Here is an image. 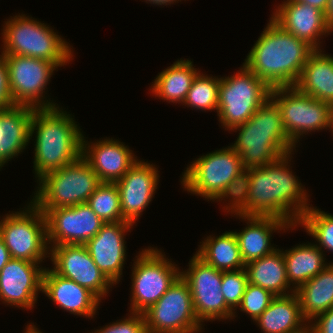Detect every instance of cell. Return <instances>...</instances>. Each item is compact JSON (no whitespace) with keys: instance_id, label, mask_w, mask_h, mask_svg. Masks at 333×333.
I'll return each mask as SVG.
<instances>
[{"instance_id":"cell-1","label":"cell","mask_w":333,"mask_h":333,"mask_svg":"<svg viewBox=\"0 0 333 333\" xmlns=\"http://www.w3.org/2000/svg\"><path fill=\"white\" fill-rule=\"evenodd\" d=\"M291 153L261 168L245 171L240 193L230 213L243 216L275 217L298 226L310 208L306 190L290 171ZM231 210V211H230Z\"/></svg>"},{"instance_id":"cell-2","label":"cell","mask_w":333,"mask_h":333,"mask_svg":"<svg viewBox=\"0 0 333 333\" xmlns=\"http://www.w3.org/2000/svg\"><path fill=\"white\" fill-rule=\"evenodd\" d=\"M313 51L270 18L244 64L271 88L295 86Z\"/></svg>"},{"instance_id":"cell-3","label":"cell","mask_w":333,"mask_h":333,"mask_svg":"<svg viewBox=\"0 0 333 333\" xmlns=\"http://www.w3.org/2000/svg\"><path fill=\"white\" fill-rule=\"evenodd\" d=\"M62 110L59 106L34 108L30 137L36 133L33 167L37 181L48 172L69 165L81 157V129L71 114Z\"/></svg>"},{"instance_id":"cell-4","label":"cell","mask_w":333,"mask_h":333,"mask_svg":"<svg viewBox=\"0 0 333 333\" xmlns=\"http://www.w3.org/2000/svg\"><path fill=\"white\" fill-rule=\"evenodd\" d=\"M234 130L239 133L230 146L240 155L245 171L261 168L289 153L293 154L296 146L287 136L280 109L271 98L247 122L231 131Z\"/></svg>"},{"instance_id":"cell-5","label":"cell","mask_w":333,"mask_h":333,"mask_svg":"<svg viewBox=\"0 0 333 333\" xmlns=\"http://www.w3.org/2000/svg\"><path fill=\"white\" fill-rule=\"evenodd\" d=\"M182 174L184 189L205 199L235 203L244 180L245 170L240 155L231 147L203 155L191 162Z\"/></svg>"},{"instance_id":"cell-6","label":"cell","mask_w":333,"mask_h":333,"mask_svg":"<svg viewBox=\"0 0 333 333\" xmlns=\"http://www.w3.org/2000/svg\"><path fill=\"white\" fill-rule=\"evenodd\" d=\"M22 15V16H21ZM19 14L5 22L2 53L39 58L62 67L73 59L71 46L45 23Z\"/></svg>"},{"instance_id":"cell-7","label":"cell","mask_w":333,"mask_h":333,"mask_svg":"<svg viewBox=\"0 0 333 333\" xmlns=\"http://www.w3.org/2000/svg\"><path fill=\"white\" fill-rule=\"evenodd\" d=\"M32 202L39 209L71 207L86 203L102 183L89 164L77 161L53 170L39 179Z\"/></svg>"},{"instance_id":"cell-8","label":"cell","mask_w":333,"mask_h":333,"mask_svg":"<svg viewBox=\"0 0 333 333\" xmlns=\"http://www.w3.org/2000/svg\"><path fill=\"white\" fill-rule=\"evenodd\" d=\"M220 78L218 111L225 130L247 122L271 95L272 88L244 63L238 73Z\"/></svg>"},{"instance_id":"cell-9","label":"cell","mask_w":333,"mask_h":333,"mask_svg":"<svg viewBox=\"0 0 333 333\" xmlns=\"http://www.w3.org/2000/svg\"><path fill=\"white\" fill-rule=\"evenodd\" d=\"M270 98L278 105L285 132L295 145L308 132L330 128L333 133L331 104L304 94L295 86L272 88Z\"/></svg>"},{"instance_id":"cell-10","label":"cell","mask_w":333,"mask_h":333,"mask_svg":"<svg viewBox=\"0 0 333 333\" xmlns=\"http://www.w3.org/2000/svg\"><path fill=\"white\" fill-rule=\"evenodd\" d=\"M25 211L7 214L0 221V236L11 258L40 263L49 255L44 213L31 201ZM48 247V248H47Z\"/></svg>"},{"instance_id":"cell-11","label":"cell","mask_w":333,"mask_h":333,"mask_svg":"<svg viewBox=\"0 0 333 333\" xmlns=\"http://www.w3.org/2000/svg\"><path fill=\"white\" fill-rule=\"evenodd\" d=\"M136 258L131 276L130 312L143 314L169 289L181 271L154 247L143 249Z\"/></svg>"},{"instance_id":"cell-12","label":"cell","mask_w":333,"mask_h":333,"mask_svg":"<svg viewBox=\"0 0 333 333\" xmlns=\"http://www.w3.org/2000/svg\"><path fill=\"white\" fill-rule=\"evenodd\" d=\"M143 315L147 333H198L203 329L188 283L181 275Z\"/></svg>"},{"instance_id":"cell-13","label":"cell","mask_w":333,"mask_h":333,"mask_svg":"<svg viewBox=\"0 0 333 333\" xmlns=\"http://www.w3.org/2000/svg\"><path fill=\"white\" fill-rule=\"evenodd\" d=\"M14 105L52 108L56 103L43 100L48 81L58 66L47 60L20 55H4ZM46 88V89H45ZM42 97V98H41Z\"/></svg>"},{"instance_id":"cell-14","label":"cell","mask_w":333,"mask_h":333,"mask_svg":"<svg viewBox=\"0 0 333 333\" xmlns=\"http://www.w3.org/2000/svg\"><path fill=\"white\" fill-rule=\"evenodd\" d=\"M190 260L189 268L180 275L188 283L199 322L233 319L236 312L227 306L220 290L222 271L205 263L196 254Z\"/></svg>"},{"instance_id":"cell-15","label":"cell","mask_w":333,"mask_h":333,"mask_svg":"<svg viewBox=\"0 0 333 333\" xmlns=\"http://www.w3.org/2000/svg\"><path fill=\"white\" fill-rule=\"evenodd\" d=\"M40 210L46 219L47 242L48 245L52 244L50 246L84 245L105 224L87 203Z\"/></svg>"},{"instance_id":"cell-16","label":"cell","mask_w":333,"mask_h":333,"mask_svg":"<svg viewBox=\"0 0 333 333\" xmlns=\"http://www.w3.org/2000/svg\"><path fill=\"white\" fill-rule=\"evenodd\" d=\"M49 255L56 274L87 288L100 300L114 285L94 263L85 245L52 246Z\"/></svg>"},{"instance_id":"cell-17","label":"cell","mask_w":333,"mask_h":333,"mask_svg":"<svg viewBox=\"0 0 333 333\" xmlns=\"http://www.w3.org/2000/svg\"><path fill=\"white\" fill-rule=\"evenodd\" d=\"M24 259L11 258L0 271V300L10 306L34 308L42 291L45 268Z\"/></svg>"},{"instance_id":"cell-18","label":"cell","mask_w":333,"mask_h":333,"mask_svg":"<svg viewBox=\"0 0 333 333\" xmlns=\"http://www.w3.org/2000/svg\"><path fill=\"white\" fill-rule=\"evenodd\" d=\"M158 172L155 165L137 160L126 174L115 182L120 194L122 221L136 223L148 207L157 189Z\"/></svg>"},{"instance_id":"cell-19","label":"cell","mask_w":333,"mask_h":333,"mask_svg":"<svg viewBox=\"0 0 333 333\" xmlns=\"http://www.w3.org/2000/svg\"><path fill=\"white\" fill-rule=\"evenodd\" d=\"M134 224L127 221L105 223L84 245L94 263L113 284L120 281L126 259L125 232Z\"/></svg>"},{"instance_id":"cell-20","label":"cell","mask_w":333,"mask_h":333,"mask_svg":"<svg viewBox=\"0 0 333 333\" xmlns=\"http://www.w3.org/2000/svg\"><path fill=\"white\" fill-rule=\"evenodd\" d=\"M275 10L270 18L314 50H320V38L331 33L324 12L314 6L287 0Z\"/></svg>"},{"instance_id":"cell-21","label":"cell","mask_w":333,"mask_h":333,"mask_svg":"<svg viewBox=\"0 0 333 333\" xmlns=\"http://www.w3.org/2000/svg\"><path fill=\"white\" fill-rule=\"evenodd\" d=\"M82 136L81 157L89 164L101 182L115 183L138 160L124 143L112 138L89 143ZM91 145V146H90Z\"/></svg>"},{"instance_id":"cell-22","label":"cell","mask_w":333,"mask_h":333,"mask_svg":"<svg viewBox=\"0 0 333 333\" xmlns=\"http://www.w3.org/2000/svg\"><path fill=\"white\" fill-rule=\"evenodd\" d=\"M71 314L92 318L101 300L87 288L61 277L52 269L44 270L42 293Z\"/></svg>"},{"instance_id":"cell-23","label":"cell","mask_w":333,"mask_h":333,"mask_svg":"<svg viewBox=\"0 0 333 333\" xmlns=\"http://www.w3.org/2000/svg\"><path fill=\"white\" fill-rule=\"evenodd\" d=\"M244 219L248 225L240 232L234 231L237 238L242 260L245 265L253 260L271 254L276 250L271 245V233L284 231L291 227L284 220L275 217L243 216L234 214ZM274 230V231H273ZM273 231V232H272Z\"/></svg>"},{"instance_id":"cell-24","label":"cell","mask_w":333,"mask_h":333,"mask_svg":"<svg viewBox=\"0 0 333 333\" xmlns=\"http://www.w3.org/2000/svg\"><path fill=\"white\" fill-rule=\"evenodd\" d=\"M33 111V107L26 105H14L0 111V169L18 156L32 139Z\"/></svg>"},{"instance_id":"cell-25","label":"cell","mask_w":333,"mask_h":333,"mask_svg":"<svg viewBox=\"0 0 333 333\" xmlns=\"http://www.w3.org/2000/svg\"><path fill=\"white\" fill-rule=\"evenodd\" d=\"M305 321L307 323L302 315L298 296L294 292L276 296L254 322L263 333H295L309 325Z\"/></svg>"},{"instance_id":"cell-26","label":"cell","mask_w":333,"mask_h":333,"mask_svg":"<svg viewBox=\"0 0 333 333\" xmlns=\"http://www.w3.org/2000/svg\"><path fill=\"white\" fill-rule=\"evenodd\" d=\"M295 87L302 93L333 106V57L314 50Z\"/></svg>"},{"instance_id":"cell-27","label":"cell","mask_w":333,"mask_h":333,"mask_svg":"<svg viewBox=\"0 0 333 333\" xmlns=\"http://www.w3.org/2000/svg\"><path fill=\"white\" fill-rule=\"evenodd\" d=\"M245 269L249 283L269 290L275 296H285L295 292V289L290 288L284 255L279 248L271 254L247 263ZM289 289L292 291L289 292Z\"/></svg>"},{"instance_id":"cell-28","label":"cell","mask_w":333,"mask_h":333,"mask_svg":"<svg viewBox=\"0 0 333 333\" xmlns=\"http://www.w3.org/2000/svg\"><path fill=\"white\" fill-rule=\"evenodd\" d=\"M298 296L301 312L308 323L321 313L333 308V263L300 285Z\"/></svg>"},{"instance_id":"cell-29","label":"cell","mask_w":333,"mask_h":333,"mask_svg":"<svg viewBox=\"0 0 333 333\" xmlns=\"http://www.w3.org/2000/svg\"><path fill=\"white\" fill-rule=\"evenodd\" d=\"M198 72L191 60L180 59L157 75L150 90L162 100L182 104Z\"/></svg>"},{"instance_id":"cell-30","label":"cell","mask_w":333,"mask_h":333,"mask_svg":"<svg viewBox=\"0 0 333 333\" xmlns=\"http://www.w3.org/2000/svg\"><path fill=\"white\" fill-rule=\"evenodd\" d=\"M288 282L295 290L315 277L329 264L325 262L324 253L318 244H300L283 251Z\"/></svg>"},{"instance_id":"cell-31","label":"cell","mask_w":333,"mask_h":333,"mask_svg":"<svg viewBox=\"0 0 333 333\" xmlns=\"http://www.w3.org/2000/svg\"><path fill=\"white\" fill-rule=\"evenodd\" d=\"M199 247L196 255L217 270L234 271L245 268L233 231H226L217 237L207 236Z\"/></svg>"},{"instance_id":"cell-32","label":"cell","mask_w":333,"mask_h":333,"mask_svg":"<svg viewBox=\"0 0 333 333\" xmlns=\"http://www.w3.org/2000/svg\"><path fill=\"white\" fill-rule=\"evenodd\" d=\"M86 203L104 223L122 221L120 194L115 183L102 182Z\"/></svg>"},{"instance_id":"cell-33","label":"cell","mask_w":333,"mask_h":333,"mask_svg":"<svg viewBox=\"0 0 333 333\" xmlns=\"http://www.w3.org/2000/svg\"><path fill=\"white\" fill-rule=\"evenodd\" d=\"M220 78L201 74L195 76L183 105L201 110L218 111Z\"/></svg>"},{"instance_id":"cell-34","label":"cell","mask_w":333,"mask_h":333,"mask_svg":"<svg viewBox=\"0 0 333 333\" xmlns=\"http://www.w3.org/2000/svg\"><path fill=\"white\" fill-rule=\"evenodd\" d=\"M298 225L319 242V249L333 252V215L313 206L302 215ZM324 247V248H323Z\"/></svg>"},{"instance_id":"cell-35","label":"cell","mask_w":333,"mask_h":333,"mask_svg":"<svg viewBox=\"0 0 333 333\" xmlns=\"http://www.w3.org/2000/svg\"><path fill=\"white\" fill-rule=\"evenodd\" d=\"M248 283L245 268L234 271H222L221 292L227 306L234 312L241 304L243 294Z\"/></svg>"},{"instance_id":"cell-36","label":"cell","mask_w":333,"mask_h":333,"mask_svg":"<svg viewBox=\"0 0 333 333\" xmlns=\"http://www.w3.org/2000/svg\"><path fill=\"white\" fill-rule=\"evenodd\" d=\"M275 297L269 290L248 282L239 309L249 314L252 320L255 321Z\"/></svg>"},{"instance_id":"cell-37","label":"cell","mask_w":333,"mask_h":333,"mask_svg":"<svg viewBox=\"0 0 333 333\" xmlns=\"http://www.w3.org/2000/svg\"><path fill=\"white\" fill-rule=\"evenodd\" d=\"M130 315L128 318L94 331V333H147L144 315L133 312H130Z\"/></svg>"},{"instance_id":"cell-38","label":"cell","mask_w":333,"mask_h":333,"mask_svg":"<svg viewBox=\"0 0 333 333\" xmlns=\"http://www.w3.org/2000/svg\"><path fill=\"white\" fill-rule=\"evenodd\" d=\"M14 106L10 93L8 69L4 54L0 55V111Z\"/></svg>"},{"instance_id":"cell-39","label":"cell","mask_w":333,"mask_h":333,"mask_svg":"<svg viewBox=\"0 0 333 333\" xmlns=\"http://www.w3.org/2000/svg\"><path fill=\"white\" fill-rule=\"evenodd\" d=\"M313 320L309 325L314 333H333V308L317 315Z\"/></svg>"},{"instance_id":"cell-40","label":"cell","mask_w":333,"mask_h":333,"mask_svg":"<svg viewBox=\"0 0 333 333\" xmlns=\"http://www.w3.org/2000/svg\"><path fill=\"white\" fill-rule=\"evenodd\" d=\"M10 259H11L10 253L7 247L5 246L3 239L0 236V271Z\"/></svg>"},{"instance_id":"cell-41","label":"cell","mask_w":333,"mask_h":333,"mask_svg":"<svg viewBox=\"0 0 333 333\" xmlns=\"http://www.w3.org/2000/svg\"><path fill=\"white\" fill-rule=\"evenodd\" d=\"M314 6L325 13L328 0H290Z\"/></svg>"},{"instance_id":"cell-42","label":"cell","mask_w":333,"mask_h":333,"mask_svg":"<svg viewBox=\"0 0 333 333\" xmlns=\"http://www.w3.org/2000/svg\"><path fill=\"white\" fill-rule=\"evenodd\" d=\"M324 15H325V19L328 24L329 30L332 33L333 32V0H328Z\"/></svg>"},{"instance_id":"cell-43","label":"cell","mask_w":333,"mask_h":333,"mask_svg":"<svg viewBox=\"0 0 333 333\" xmlns=\"http://www.w3.org/2000/svg\"><path fill=\"white\" fill-rule=\"evenodd\" d=\"M147 3L148 1L150 2V4H156V5H170V4H173L174 2H178L179 0H146ZM181 1V0H180Z\"/></svg>"},{"instance_id":"cell-44","label":"cell","mask_w":333,"mask_h":333,"mask_svg":"<svg viewBox=\"0 0 333 333\" xmlns=\"http://www.w3.org/2000/svg\"><path fill=\"white\" fill-rule=\"evenodd\" d=\"M24 333H42L35 325H27L26 331Z\"/></svg>"},{"instance_id":"cell-45","label":"cell","mask_w":333,"mask_h":333,"mask_svg":"<svg viewBox=\"0 0 333 333\" xmlns=\"http://www.w3.org/2000/svg\"><path fill=\"white\" fill-rule=\"evenodd\" d=\"M295 333H314V331L310 325L309 326L307 325L305 328H303L302 330L297 331Z\"/></svg>"}]
</instances>
